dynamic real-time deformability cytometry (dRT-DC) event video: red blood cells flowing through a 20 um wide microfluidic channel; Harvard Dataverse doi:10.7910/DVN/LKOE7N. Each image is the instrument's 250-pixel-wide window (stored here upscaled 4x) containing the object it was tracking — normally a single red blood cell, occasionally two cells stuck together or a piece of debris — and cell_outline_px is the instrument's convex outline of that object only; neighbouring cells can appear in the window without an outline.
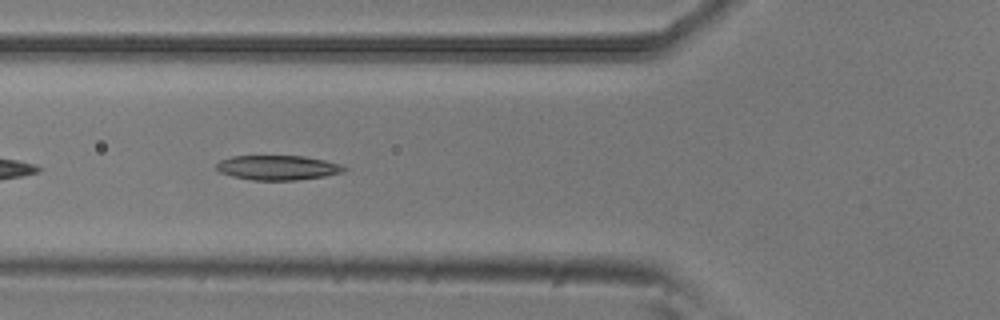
{"species": "common noctule bat (a hibernating species)", "species_latin": "Nyctalus noctula", "temperature_condition": "room temperature", "stored_images_in_passage": 7, "camera_frame_rate_fps": 3000, "um_per_image_px": 0.085, "animal": {"sex": "male", "body_mass_g": 20.5, "forearm_length_mm": 52.5}, "frame": {"image": 1, "passage_image": 5, "time_ms": 1.333, "image_size_px": [1000, 320], "cell_outline_px": [[348, 168], [344, 172], [324, 176], [296, 180], [252, 180], [232, 176], [220, 172], [216, 168], [216, 164], [220, 160], [232, 156], [304, 156], [324, 160], [340, 164]], "centroid_in_image_um": [23.61, 14.25], "position_along_channel_um": 102.2, "area_um2": 18.32}}